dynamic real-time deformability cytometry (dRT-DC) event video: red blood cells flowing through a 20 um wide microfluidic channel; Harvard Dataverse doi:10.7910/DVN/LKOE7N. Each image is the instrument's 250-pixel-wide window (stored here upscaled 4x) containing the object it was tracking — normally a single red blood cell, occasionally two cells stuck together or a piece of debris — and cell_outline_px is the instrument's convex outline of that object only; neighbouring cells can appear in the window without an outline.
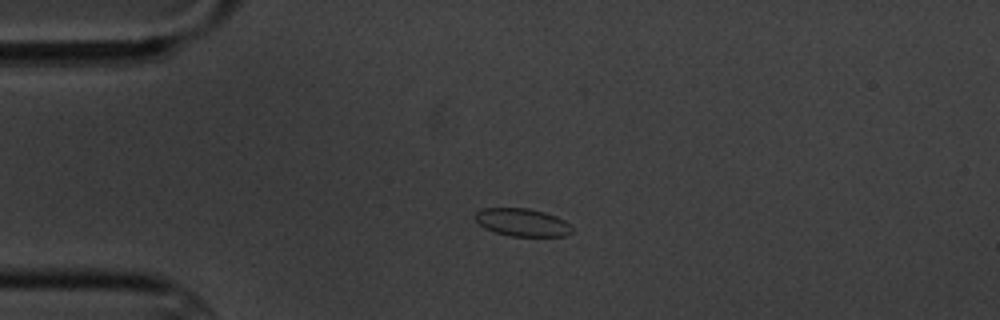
{"species": "common noctule bat (a hibernating species)", "species_latin": "Nyctalus noctula", "temperature_condition": "cold", "stored_images_in_passage": 5, "camera_frame_rate_fps": 3000, "um_per_image_px": 0.085, "animal": {"sex": "male", "body_mass_g": 20.1, "forearm_length_mm": 53.5}, "frame": {"image": 1, "passage_image": 3, "time_ms": 2.333, "image_size_px": [1000, 320], "cell_outline_px": [[572, 232], [568, 236], [512, 236], [496, 232], [484, 228], [472, 216], [480, 208], [528, 208], [544, 212], [556, 216], [564, 220], [572, 228]], "centroid_in_image_um": [44.37, 18.89], "position_along_channel_um": 40.6, "area_um2": 15.72}}
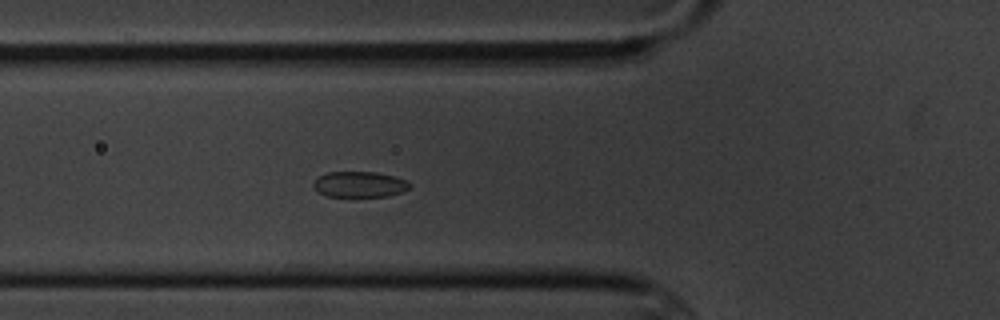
{"frame": {"image": 2, "passage_image": 5, "time_ms": 4.667, "image_size_px": [1000, 320], "cell_outline_px": [[412, 184], [408, 188], [400, 192], [388, 196], [328, 196], [316, 192], [312, 188], [312, 184], [320, 176], [328, 172], [376, 172], [396, 176], [408, 180]], "centroid_in_image_um": [30.56, 15.66], "position_along_channel_um": 95.2, "area_um2": 14.51}}